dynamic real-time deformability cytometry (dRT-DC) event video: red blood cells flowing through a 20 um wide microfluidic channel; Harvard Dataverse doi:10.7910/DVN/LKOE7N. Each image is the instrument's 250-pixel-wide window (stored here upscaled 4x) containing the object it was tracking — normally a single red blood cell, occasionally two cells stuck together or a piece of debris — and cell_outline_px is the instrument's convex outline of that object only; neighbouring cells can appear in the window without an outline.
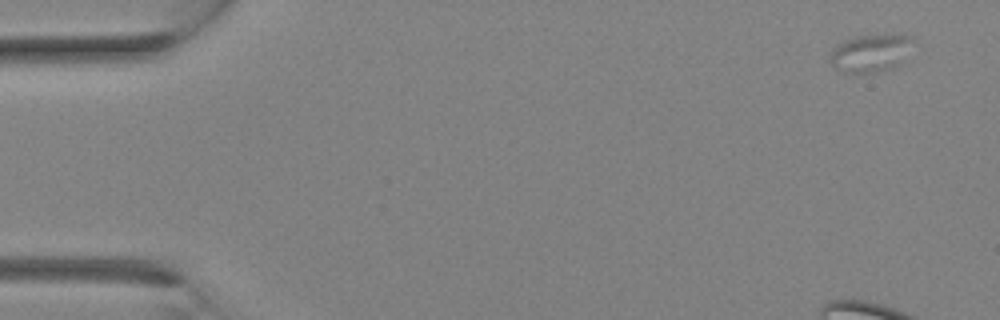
{"species": "Egyptian fruit bat (a non-hibernating species)", "species_latin": "Rousettus aegyptiacus", "temperature_condition": "room temperature", "stored_images_in_passage": 3, "camera_frame_rate_fps": 3000, "um_per_image_px": 0.085, "animal": {"sex": "female"}, "frame": {"image": 1, "passage_image": 1, "time_ms": 0.0, "image_size_px": [1000, 320], "cell_outline_px": [[916, 40], [896, 64], [892, 68], [876, 72], [844, 72], [836, 68], [828, 60], [828, 52], [836, 44], [844, 40], [856, 36], [896, 32], [916, 36]], "centroid_in_image_um": [73.98, 4.43], "position_along_channel_um": 11.0, "area_um2": 18.67}}